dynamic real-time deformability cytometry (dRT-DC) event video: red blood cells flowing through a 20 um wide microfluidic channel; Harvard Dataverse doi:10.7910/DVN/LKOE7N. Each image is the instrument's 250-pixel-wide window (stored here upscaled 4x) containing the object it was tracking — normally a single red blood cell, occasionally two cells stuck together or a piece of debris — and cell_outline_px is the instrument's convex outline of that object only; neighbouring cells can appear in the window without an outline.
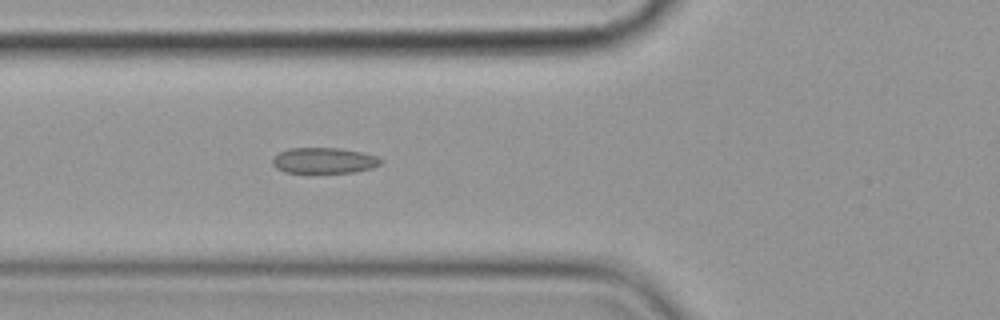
{"species": "common noctule bat (a hibernating species)", "species_latin": "Nyctalus noctula", "temperature_condition": "cold", "stored_images_in_passage": 6, "camera_frame_rate_fps": 3000, "um_per_image_px": 0.085, "animal": {"sex": "female", "body_mass_g": 19.9}, "frame": {"image": 1, "passage_image": 6, "time_ms": 6.0, "image_size_px": [1000, 320], "cell_outline_px": [[380, 164], [372, 168], [356, 172], [284, 172], [276, 168], [272, 164], [272, 156], [288, 148], [340, 148], [364, 152], [376, 156], [380, 160]], "centroid_in_image_um": [27.51, 13.63], "position_along_channel_um": 98.3, "area_um2": 16.24}}